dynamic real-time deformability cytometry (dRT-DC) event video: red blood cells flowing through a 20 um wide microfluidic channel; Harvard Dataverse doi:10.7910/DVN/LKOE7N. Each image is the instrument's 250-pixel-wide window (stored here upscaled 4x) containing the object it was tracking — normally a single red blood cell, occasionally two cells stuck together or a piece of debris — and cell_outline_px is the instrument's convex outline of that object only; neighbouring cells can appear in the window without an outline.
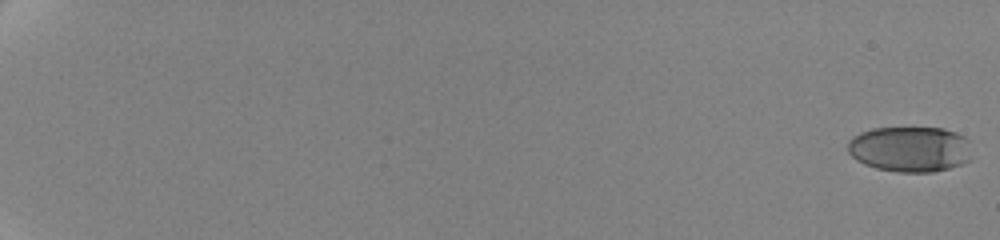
{"species": "human", "species_latin": "Homo sapiens", "temperature_condition": "cold", "stored_images_in_passage": 54, "camera_frame_rate_fps": 3000, "um_per_image_px": 0.085, "donor": {"sex": "female"}, "frame": {"image": 1, "passage_image": 1, "time_ms": 0.0, "image_size_px": [1000, 240], "cell_outline_px": [[972, 160], [948, 168], [932, 172], [900, 172], [876, 168], [864, 164], [856, 160], [848, 152], [848, 140], [852, 136], [860, 132], [872, 128], [944, 128], [956, 132], [964, 136], [968, 140]], "centroid_in_image_um": [77.35, 12.67], "position_along_channel_um": 7.7, "area_um2": 33.18}}
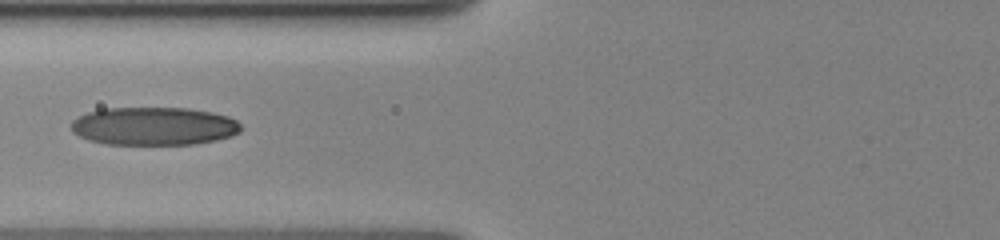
{"frame": {"image": 2, "passage_image": 28, "time_ms": 9.667, "image_size_px": [1000, 240], "cell_outline_px": [[240, 132], [232, 136], [216, 140], [192, 144], [104, 144], [88, 140], [72, 132], [72, 120], [76, 116], [88, 112], [104, 108], [188, 108], [212, 112], [228, 116], [236, 120], [240, 124]], "centroid_in_image_um": [13.06, 10.72], "position_along_channel_um": 112.7, "area_um2": 37.86}}
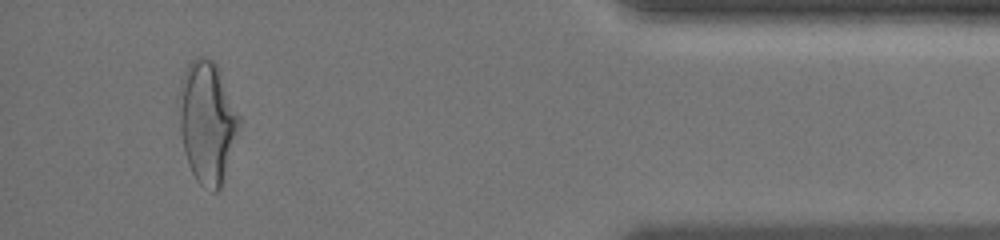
{"frame": {"image": 3, "passage_image": 52, "time_ms": 19.333, "image_size_px": [1000, 240], "cell_outline_px": [[240, 124], [220, 188], [216, 192], [212, 192], [200, 184], [196, 180], [188, 164], [180, 132], [176, 100], [176, 96], [184, 72], [188, 64], [196, 56], [204, 56], [212, 60], [216, 64], [220, 72], [240, 116]], "centroid_in_image_um": [17.57, 10.33], "position_along_channel_um": 417.6, "area_um2": 42.77}, "authors_computed_cell_mechanics": {"area_um2": 36.2117, "velocity_mm_per_s": 3.5289, "shape_relaxation_time_tau1_ms": 4.2867, "shape_relaxation_time_tau2_ms": 2.3363, "deformation_change_tau1": 0.1769, "deformation_change_tau2": 0.0828}}